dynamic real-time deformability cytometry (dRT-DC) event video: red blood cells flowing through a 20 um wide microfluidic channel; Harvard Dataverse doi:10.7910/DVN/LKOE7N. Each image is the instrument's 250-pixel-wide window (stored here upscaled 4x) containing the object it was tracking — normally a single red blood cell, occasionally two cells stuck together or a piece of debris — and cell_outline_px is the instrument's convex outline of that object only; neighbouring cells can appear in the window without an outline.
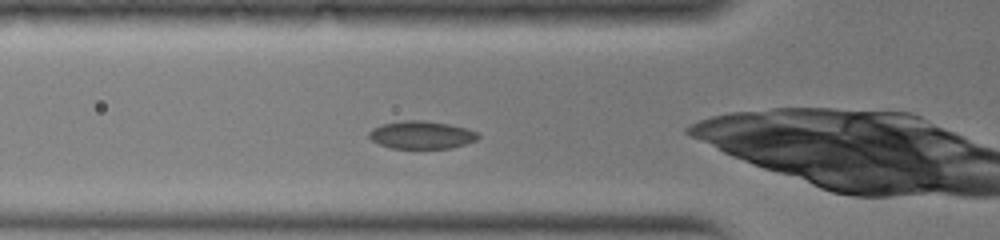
{"species": "common noctule bat (a hibernating species)", "species_latin": "Nyctalus noctula", "temperature_condition": "warm", "stored_images_in_passage": 23, "camera_frame_rate_fps": 3000, "um_per_image_px": 0.085, "animal": {"sex": "female", "body_mass_g": 19.0, "forearm_length_mm": 51.5}, "frame": {"image": 1, "passage_image": 3, "time_ms": 0.667, "image_size_px": [1000, 240], "cell_outline_px": [[480, 136], [476, 140], [452, 148], [392, 148], [380, 144], [372, 140], [368, 136], [368, 132], [372, 128], [380, 124], [404, 120], [424, 120], [448, 124], [468, 128], [480, 132]], "centroid_in_image_um": [35.84, 11.45], "position_along_channel_um": 90.0, "area_um2": 17.8}}
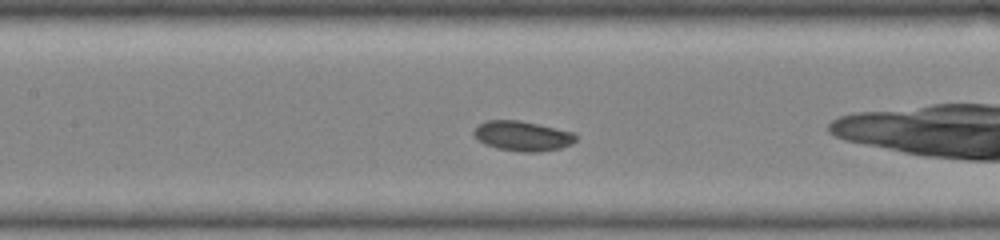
{"frame": {"image": 2, "passage_image": 7, "time_ms": 2.0, "image_size_px": [1000, 240], "cell_outline_px": [[576, 140], [572, 144], [560, 148], [540, 152], [520, 152], [496, 148], [484, 144], [472, 132], [480, 124], [488, 120], [520, 120], [576, 132]], "centroid_in_image_um": [44.46, 11.56], "position_along_channel_um": 162.9, "area_um2": 17.86}}
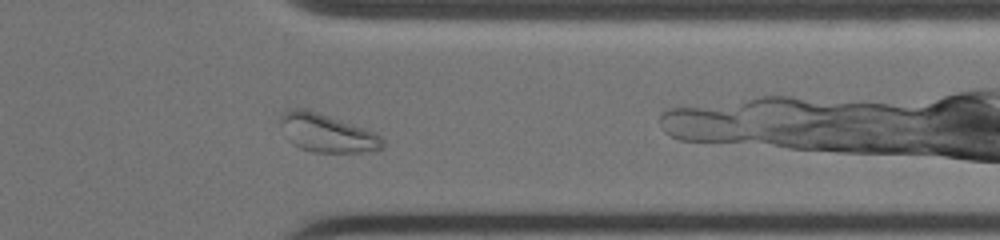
{"frame": {"image": 3, "passage_image": 19, "time_ms": 6.0, "image_size_px": [1000, 240], "cell_outline_px": [[384, 148], [376, 152], [312, 152], [300, 148], [292, 144], [288, 140], [280, 124], [280, 116], [284, 108], [304, 108], [364, 128], [380, 136], [384, 140]], "centroid_in_image_um": [27.77, 11.32], "position_along_channel_um": 383.6, "area_um2": 22.89}}